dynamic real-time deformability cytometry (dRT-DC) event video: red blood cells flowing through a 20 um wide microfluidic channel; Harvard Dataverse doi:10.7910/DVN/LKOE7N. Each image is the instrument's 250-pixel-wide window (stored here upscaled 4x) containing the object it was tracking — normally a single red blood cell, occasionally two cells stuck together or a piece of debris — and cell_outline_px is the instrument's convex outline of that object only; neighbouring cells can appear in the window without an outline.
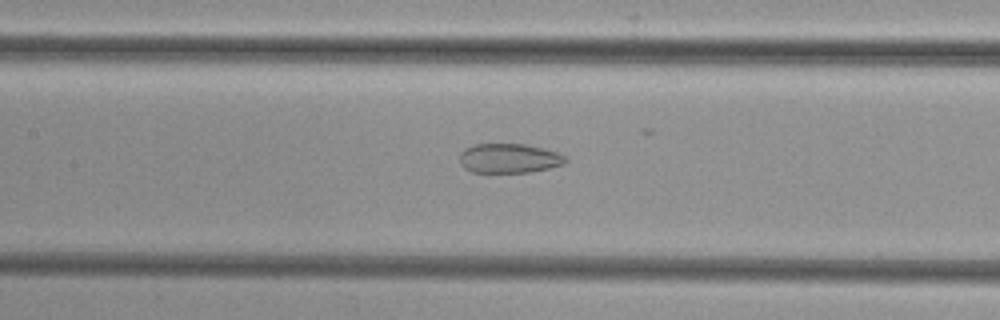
{"species": "common noctule bat (a hibernating species)", "species_latin": "Nyctalus noctula", "temperature_condition": "cold", "stored_images_in_passage": 50, "camera_frame_rate_fps": 3000, "um_per_image_px": 0.085, "animal": {"sex": "female", "body_mass_g": 29.2, "forearm_length_mm": 56.3}, "frame": {"image": 1, "passage_image": 23, "time_ms": 7.333, "image_size_px": [1000, 320], "cell_outline_px": [[568, 160], [564, 164], [548, 168], [528, 172], [472, 172], [464, 168], [460, 164], [460, 152], [464, 148], [476, 144], [524, 144], [544, 148], [556, 152], [564, 156]], "centroid_in_image_um": [43.25, 13.45], "position_along_channel_um": 164.2, "area_um2": 18.15}}
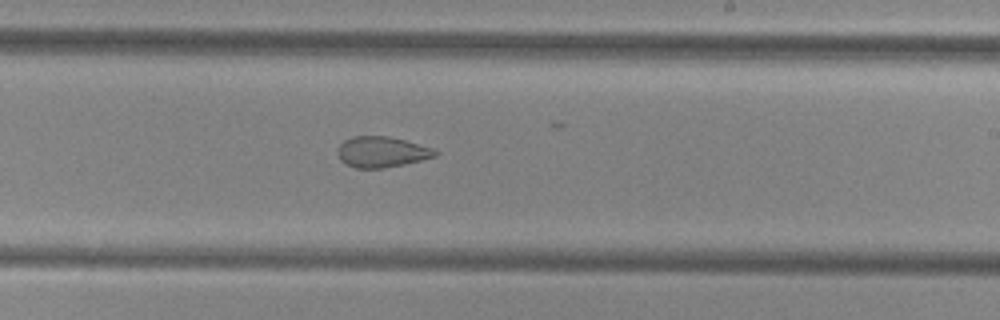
{"frame": {"image": 2, "passage_image": 30, "time_ms": 9.667, "image_size_px": [1000, 320], "cell_outline_px": [[440, 152], [436, 156], [404, 164], [384, 168], [356, 168], [340, 160], [336, 152], [336, 148], [344, 140], [352, 136], [388, 136], [404, 140], [432, 148]], "centroid_in_image_um": [32.41, 12.91], "position_along_channel_um": 256.6, "area_um2": 17.46}}
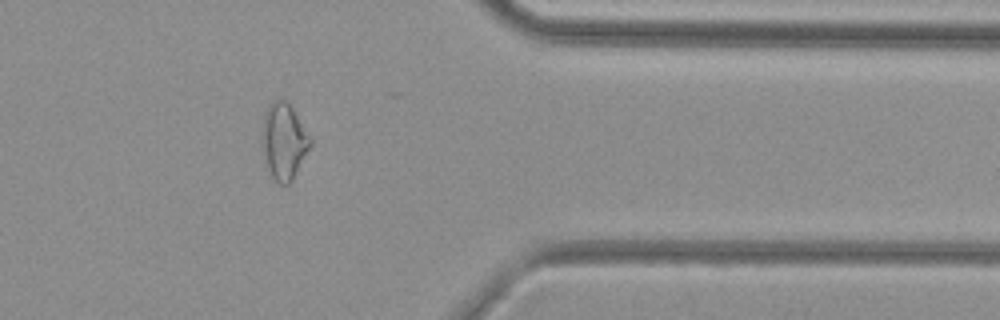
{"frame": {"image": 3, "passage_image": 41, "time_ms": 13.333, "image_size_px": [1000, 320], "cell_outline_px": [[312, 144], [292, 180], [288, 184], [280, 184], [272, 176], [268, 168], [260, 148], [260, 136], [264, 112], [276, 96], [284, 100], [292, 108], [312, 140]], "centroid_in_image_um": [24.08, 11.98], "position_along_channel_um": 387.3, "area_um2": 21.62}}